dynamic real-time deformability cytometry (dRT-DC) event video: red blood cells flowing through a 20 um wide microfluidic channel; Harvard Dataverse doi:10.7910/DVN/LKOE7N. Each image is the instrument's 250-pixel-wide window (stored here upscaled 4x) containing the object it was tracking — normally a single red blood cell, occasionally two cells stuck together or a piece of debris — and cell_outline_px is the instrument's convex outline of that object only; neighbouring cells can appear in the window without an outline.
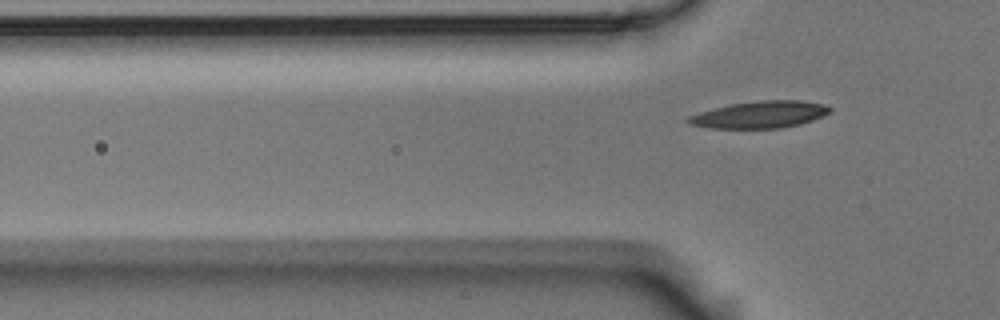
{"species": "Egyptian fruit bat (a non-hibernating species)", "species_latin": "Rousettus aegyptiacus", "temperature_condition": "room temperature", "stored_images_in_passage": 4, "camera_frame_rate_fps": 3000, "um_per_image_px": 0.085, "animal": {"sex": "male"}, "frame": {"image": 1, "passage_image": 4, "time_ms": 1.0, "image_size_px": [1000, 320], "cell_outline_px": [[832, 112], [824, 116], [800, 124], [780, 128], [712, 128], [688, 124], [684, 120], [688, 116], [700, 112], [732, 104], [760, 100], [800, 100], [820, 104], [832, 108]], "centroid_in_image_um": [64.59, 9.75], "position_along_channel_um": 61.2, "area_um2": 22.14}}